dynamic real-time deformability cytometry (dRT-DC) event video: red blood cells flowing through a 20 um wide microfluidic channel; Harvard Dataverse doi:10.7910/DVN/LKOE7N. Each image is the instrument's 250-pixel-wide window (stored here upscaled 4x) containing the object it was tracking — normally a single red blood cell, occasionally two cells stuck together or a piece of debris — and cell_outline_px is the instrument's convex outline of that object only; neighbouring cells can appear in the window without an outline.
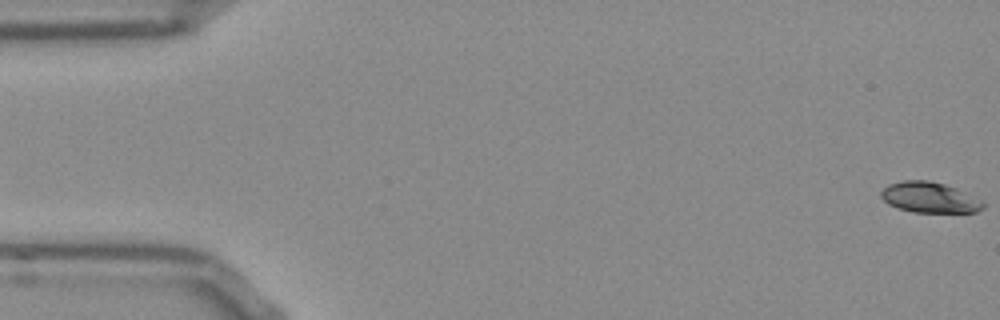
{"species": "Egyptian fruit bat (a non-hibernating species)", "species_latin": "Rousettus aegyptiacus", "temperature_condition": "room temperature", "stored_images_in_passage": 52, "camera_frame_rate_fps": 3000, "um_per_image_px": 0.085, "frame": {"image": 1, "passage_image": 1, "time_ms": 0.0, "image_size_px": [1000, 320], "cell_outline_px": [[984, 208], [976, 212], [912, 212], [896, 208], [888, 204], [880, 196], [880, 192], [888, 184], [904, 180], [928, 180], [944, 184], [956, 188], [984, 200]], "centroid_in_image_um": [79.02, 16.78], "position_along_channel_um": 6.0, "area_um2": 18.38}}
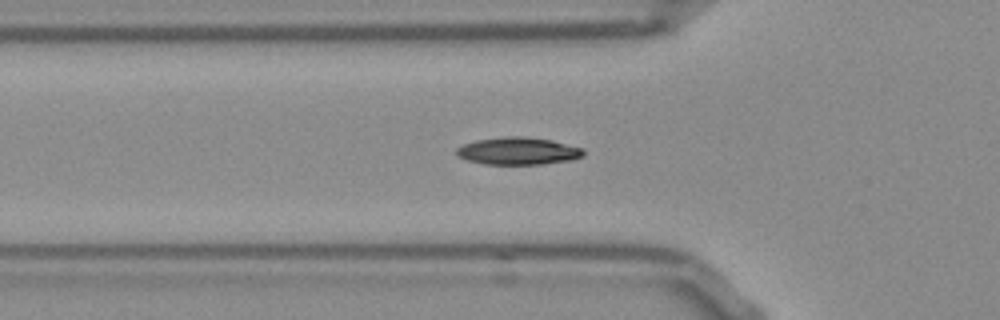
{"frame": {"image": 2, "passage_image": 18, "time_ms": 5.667, "image_size_px": [1000, 320], "cell_outline_px": [[584, 156], [572, 160], [540, 164], [484, 164], [468, 160], [456, 156], [456, 148], [464, 144], [476, 140], [504, 136], [524, 136], [552, 140], [584, 148]], "centroid_in_image_um": [44.05, 12.83], "position_along_channel_um": 81.7, "area_um2": 20.4}}
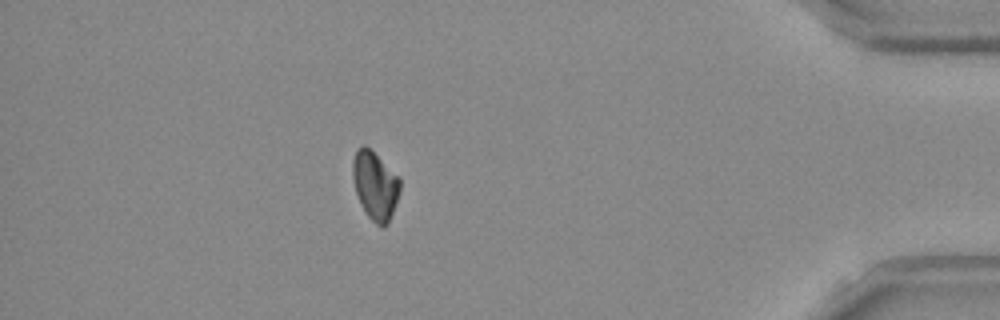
{"frame": {"image": 3, "passage_image": 47, "time_ms": 15.333, "image_size_px": [1000, 320], "cell_outline_px": [[400, 188], [388, 224], [384, 228], [380, 228], [368, 216], [360, 204], [352, 180], [352, 160], [356, 148], [360, 144], [364, 144], [400, 176]], "centroid_in_image_um": [31.86, 15.74], "position_along_channel_um": 403.3, "area_um2": 19.02}, "authors_computed_cell_mechanics": {"area_um2": 19.1896, "velocity_mm_per_s": 3.8354, "shape_relaxation_time_tau1_ms": 5.3664, "shape_relaxation_time_tau2_ms": null, "deformation_change_tau1": 0.1213, "deformation_change_tau2": null}}